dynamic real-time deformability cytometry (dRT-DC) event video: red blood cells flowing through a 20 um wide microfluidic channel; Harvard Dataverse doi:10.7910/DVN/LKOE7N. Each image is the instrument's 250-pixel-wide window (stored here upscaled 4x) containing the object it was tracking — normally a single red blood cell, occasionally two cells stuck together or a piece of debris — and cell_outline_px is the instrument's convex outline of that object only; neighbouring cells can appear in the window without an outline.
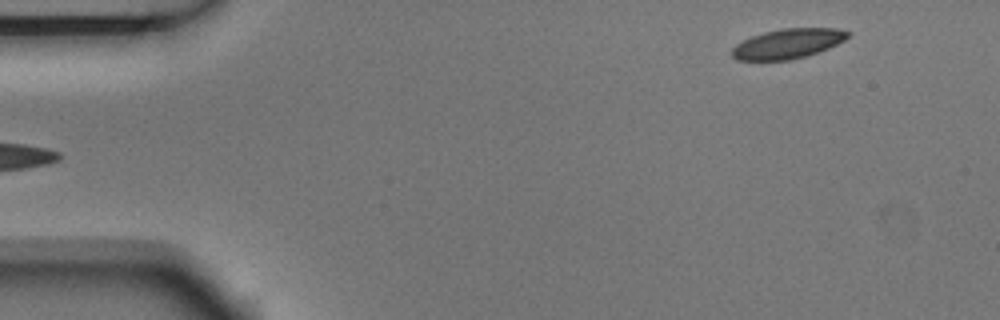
{"species": "Egyptian fruit bat (a non-hibernating species)", "species_latin": "Rousettus aegyptiacus", "temperature_condition": "room temperature", "stored_images_in_passage": 4, "camera_frame_rate_fps": 3000, "um_per_image_px": 0.085, "animal": {"sex": "male"}, "frame": {"image": 1, "passage_image": 4, "time_ms": 1.0, "image_size_px": [1000, 320], "cell_outline_px": [[852, 32], [844, 40], [828, 48], [804, 56], [788, 60], [736, 60], [732, 56], [732, 48], [736, 44], [752, 36], [764, 32], [780, 28], [836, 28]], "centroid_in_image_um": [66.95, 3.7], "position_along_channel_um": 18.0, "area_um2": 19.94}}